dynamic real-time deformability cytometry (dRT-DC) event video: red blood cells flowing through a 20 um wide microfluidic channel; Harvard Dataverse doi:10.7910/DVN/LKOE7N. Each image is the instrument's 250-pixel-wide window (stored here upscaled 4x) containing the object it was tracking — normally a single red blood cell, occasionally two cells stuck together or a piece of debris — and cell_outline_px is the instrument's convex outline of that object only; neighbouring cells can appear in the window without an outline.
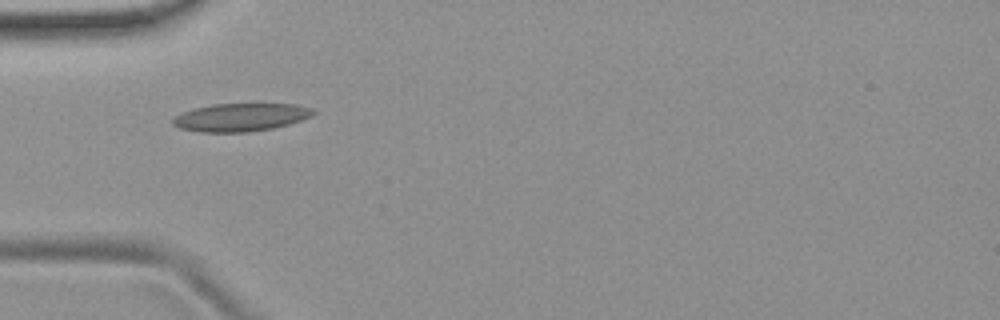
{"species": "common noctule bat (a hibernating species)", "species_latin": "Nyctalus noctula", "temperature_condition": "room temperature", "stored_images_in_passage": 39, "camera_frame_rate_fps": 3000, "um_per_image_px": 0.085, "animal": {"sex": "female", "body_mass_g": 19.9}, "frame": {"image": 1, "passage_image": 2, "time_ms": 0.333, "image_size_px": [1000, 320], "cell_outline_px": [[316, 112], [312, 116], [288, 124], [272, 128], [244, 132], [200, 132], [180, 128], [172, 124], [172, 120], [176, 116], [184, 112], [196, 108], [212, 104], [296, 104], [312, 108]], "centroid_in_image_um": [20.47, 9.96], "position_along_channel_um": 64.5, "area_um2": 22.66}}
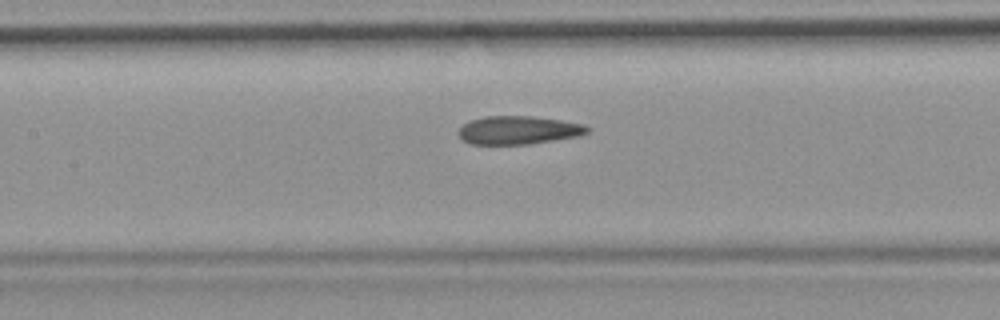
{"frame": {"image": 2, "passage_image": 10, "time_ms": 3.0, "image_size_px": [1000, 320], "cell_outline_px": [[592, 128], [588, 132], [580, 136], [528, 144], [468, 144], [456, 132], [468, 120], [484, 116], [532, 116], [560, 120], [584, 124]], "centroid_in_image_um": [44.07, 11.06], "position_along_channel_um": 163.3, "area_um2": 21.39}}
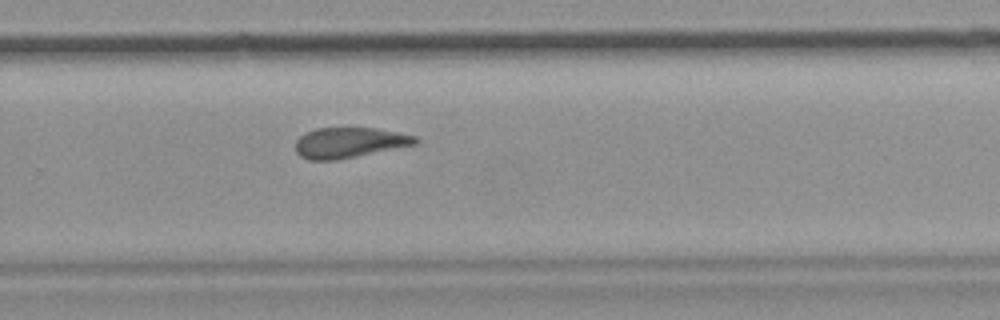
{"frame": {"image": 3, "passage_image": 21, "time_ms": 6.667, "image_size_px": [1000, 320], "cell_outline_px": [[420, 140], [416, 144], [336, 160], [308, 160], [300, 156], [296, 152], [296, 140], [300, 136], [316, 128], [376, 128], [416, 136]], "centroid_in_image_um": [29.68, 12.12], "position_along_channel_um": 300.1, "area_um2": 21.04}, "authors_computed_cell_mechanics": {"area_um2": 22.1374, "velocity_mm_per_s": 3.7542, "shape_relaxation_time_tau1_ms": null, "shape_relaxation_time_tau2_ms": 2.8627, "deformation_change_tau1": null, "deformation_change_tau2": 0.1131}}